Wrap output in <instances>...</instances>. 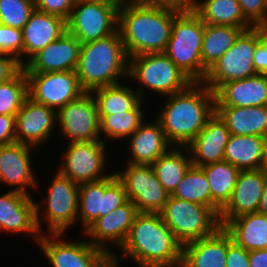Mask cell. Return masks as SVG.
Wrapping results in <instances>:
<instances>
[{
	"instance_id": "obj_1",
	"label": "cell",
	"mask_w": 267,
	"mask_h": 267,
	"mask_svg": "<svg viewBox=\"0 0 267 267\" xmlns=\"http://www.w3.org/2000/svg\"><path fill=\"white\" fill-rule=\"evenodd\" d=\"M179 10L125 0L118 9L117 30L128 57L164 53Z\"/></svg>"
},
{
	"instance_id": "obj_2",
	"label": "cell",
	"mask_w": 267,
	"mask_h": 267,
	"mask_svg": "<svg viewBox=\"0 0 267 267\" xmlns=\"http://www.w3.org/2000/svg\"><path fill=\"white\" fill-rule=\"evenodd\" d=\"M156 116L173 146H188L215 113V92L203 82H192L185 90L168 96Z\"/></svg>"
},
{
	"instance_id": "obj_3",
	"label": "cell",
	"mask_w": 267,
	"mask_h": 267,
	"mask_svg": "<svg viewBox=\"0 0 267 267\" xmlns=\"http://www.w3.org/2000/svg\"><path fill=\"white\" fill-rule=\"evenodd\" d=\"M182 247L160 213L138 212L120 250L137 265L181 267Z\"/></svg>"
},
{
	"instance_id": "obj_4",
	"label": "cell",
	"mask_w": 267,
	"mask_h": 267,
	"mask_svg": "<svg viewBox=\"0 0 267 267\" xmlns=\"http://www.w3.org/2000/svg\"><path fill=\"white\" fill-rule=\"evenodd\" d=\"M129 57L119 31L96 41L81 44L76 68L79 83L85 92L119 84L128 77Z\"/></svg>"
},
{
	"instance_id": "obj_5",
	"label": "cell",
	"mask_w": 267,
	"mask_h": 267,
	"mask_svg": "<svg viewBox=\"0 0 267 267\" xmlns=\"http://www.w3.org/2000/svg\"><path fill=\"white\" fill-rule=\"evenodd\" d=\"M203 36L204 22L193 9L175 15L164 53L193 82H202L208 71L201 60Z\"/></svg>"
},
{
	"instance_id": "obj_6",
	"label": "cell",
	"mask_w": 267,
	"mask_h": 267,
	"mask_svg": "<svg viewBox=\"0 0 267 267\" xmlns=\"http://www.w3.org/2000/svg\"><path fill=\"white\" fill-rule=\"evenodd\" d=\"M266 33L265 27L243 30L234 44L208 69L202 82L215 92L224 83L256 75L253 56Z\"/></svg>"
},
{
	"instance_id": "obj_7",
	"label": "cell",
	"mask_w": 267,
	"mask_h": 267,
	"mask_svg": "<svg viewBox=\"0 0 267 267\" xmlns=\"http://www.w3.org/2000/svg\"><path fill=\"white\" fill-rule=\"evenodd\" d=\"M160 215L182 246L208 237L221 227L219 215L211 207L171 195Z\"/></svg>"
},
{
	"instance_id": "obj_8",
	"label": "cell",
	"mask_w": 267,
	"mask_h": 267,
	"mask_svg": "<svg viewBox=\"0 0 267 267\" xmlns=\"http://www.w3.org/2000/svg\"><path fill=\"white\" fill-rule=\"evenodd\" d=\"M128 77L166 97L185 90L193 82L165 53L130 57Z\"/></svg>"
},
{
	"instance_id": "obj_9",
	"label": "cell",
	"mask_w": 267,
	"mask_h": 267,
	"mask_svg": "<svg viewBox=\"0 0 267 267\" xmlns=\"http://www.w3.org/2000/svg\"><path fill=\"white\" fill-rule=\"evenodd\" d=\"M119 5L99 0H78L66 21L67 31L81 44L108 37L117 31Z\"/></svg>"
},
{
	"instance_id": "obj_10",
	"label": "cell",
	"mask_w": 267,
	"mask_h": 267,
	"mask_svg": "<svg viewBox=\"0 0 267 267\" xmlns=\"http://www.w3.org/2000/svg\"><path fill=\"white\" fill-rule=\"evenodd\" d=\"M48 189L45 205L35 203L36 223L41 233V207L45 210L48 222V234H64L77 219L79 185L71 181L59 171Z\"/></svg>"
},
{
	"instance_id": "obj_11",
	"label": "cell",
	"mask_w": 267,
	"mask_h": 267,
	"mask_svg": "<svg viewBox=\"0 0 267 267\" xmlns=\"http://www.w3.org/2000/svg\"><path fill=\"white\" fill-rule=\"evenodd\" d=\"M42 234L38 243L52 267H113L112 255L89 240L69 243L63 234Z\"/></svg>"
},
{
	"instance_id": "obj_12",
	"label": "cell",
	"mask_w": 267,
	"mask_h": 267,
	"mask_svg": "<svg viewBox=\"0 0 267 267\" xmlns=\"http://www.w3.org/2000/svg\"><path fill=\"white\" fill-rule=\"evenodd\" d=\"M78 198L77 219L84 225L83 231L128 200L124 185L115 173L100 181L80 184Z\"/></svg>"
},
{
	"instance_id": "obj_13",
	"label": "cell",
	"mask_w": 267,
	"mask_h": 267,
	"mask_svg": "<svg viewBox=\"0 0 267 267\" xmlns=\"http://www.w3.org/2000/svg\"><path fill=\"white\" fill-rule=\"evenodd\" d=\"M127 164L124 172L115 173L124 185L127 199L138 212L160 213L169 194L158 181L152 165Z\"/></svg>"
},
{
	"instance_id": "obj_14",
	"label": "cell",
	"mask_w": 267,
	"mask_h": 267,
	"mask_svg": "<svg viewBox=\"0 0 267 267\" xmlns=\"http://www.w3.org/2000/svg\"><path fill=\"white\" fill-rule=\"evenodd\" d=\"M28 97L55 110L79 98L82 89L76 71L25 72Z\"/></svg>"
},
{
	"instance_id": "obj_15",
	"label": "cell",
	"mask_w": 267,
	"mask_h": 267,
	"mask_svg": "<svg viewBox=\"0 0 267 267\" xmlns=\"http://www.w3.org/2000/svg\"><path fill=\"white\" fill-rule=\"evenodd\" d=\"M57 122L70 143L104 141L100 138L97 102L91 92H84L79 98L59 108Z\"/></svg>"
},
{
	"instance_id": "obj_16",
	"label": "cell",
	"mask_w": 267,
	"mask_h": 267,
	"mask_svg": "<svg viewBox=\"0 0 267 267\" xmlns=\"http://www.w3.org/2000/svg\"><path fill=\"white\" fill-rule=\"evenodd\" d=\"M106 157L104 141L69 142L58 171L78 185L100 181L111 175L104 174Z\"/></svg>"
},
{
	"instance_id": "obj_17",
	"label": "cell",
	"mask_w": 267,
	"mask_h": 267,
	"mask_svg": "<svg viewBox=\"0 0 267 267\" xmlns=\"http://www.w3.org/2000/svg\"><path fill=\"white\" fill-rule=\"evenodd\" d=\"M56 122L57 110L27 97L15 115L16 142L39 146L47 142Z\"/></svg>"
},
{
	"instance_id": "obj_18",
	"label": "cell",
	"mask_w": 267,
	"mask_h": 267,
	"mask_svg": "<svg viewBox=\"0 0 267 267\" xmlns=\"http://www.w3.org/2000/svg\"><path fill=\"white\" fill-rule=\"evenodd\" d=\"M81 43L67 30L55 41L46 45L28 59L25 72L76 71Z\"/></svg>"
},
{
	"instance_id": "obj_19",
	"label": "cell",
	"mask_w": 267,
	"mask_h": 267,
	"mask_svg": "<svg viewBox=\"0 0 267 267\" xmlns=\"http://www.w3.org/2000/svg\"><path fill=\"white\" fill-rule=\"evenodd\" d=\"M137 213L136 206L128 199L120 207L95 220L84 233L92 238L89 241L91 244L102 248L113 256L114 252L107 248L106 242L113 241L118 245V248H121L127 239Z\"/></svg>"
},
{
	"instance_id": "obj_20",
	"label": "cell",
	"mask_w": 267,
	"mask_h": 267,
	"mask_svg": "<svg viewBox=\"0 0 267 267\" xmlns=\"http://www.w3.org/2000/svg\"><path fill=\"white\" fill-rule=\"evenodd\" d=\"M264 182L262 169L240 170L231 198L219 213L222 227L239 215L257 212Z\"/></svg>"
},
{
	"instance_id": "obj_21",
	"label": "cell",
	"mask_w": 267,
	"mask_h": 267,
	"mask_svg": "<svg viewBox=\"0 0 267 267\" xmlns=\"http://www.w3.org/2000/svg\"><path fill=\"white\" fill-rule=\"evenodd\" d=\"M22 143L0 146V183L4 182L14 190L29 194L26 187L37 188V180L32 170L30 149Z\"/></svg>"
},
{
	"instance_id": "obj_22",
	"label": "cell",
	"mask_w": 267,
	"mask_h": 267,
	"mask_svg": "<svg viewBox=\"0 0 267 267\" xmlns=\"http://www.w3.org/2000/svg\"><path fill=\"white\" fill-rule=\"evenodd\" d=\"M29 194L14 189L0 196V230L13 233L41 234L36 223L35 201Z\"/></svg>"
},
{
	"instance_id": "obj_23",
	"label": "cell",
	"mask_w": 267,
	"mask_h": 267,
	"mask_svg": "<svg viewBox=\"0 0 267 267\" xmlns=\"http://www.w3.org/2000/svg\"><path fill=\"white\" fill-rule=\"evenodd\" d=\"M225 122L215 112L206 122L198 136L188 145L182 146L191 155L193 166L202 167L224 160V150L230 138Z\"/></svg>"
},
{
	"instance_id": "obj_24",
	"label": "cell",
	"mask_w": 267,
	"mask_h": 267,
	"mask_svg": "<svg viewBox=\"0 0 267 267\" xmlns=\"http://www.w3.org/2000/svg\"><path fill=\"white\" fill-rule=\"evenodd\" d=\"M215 106H267V74L222 84L215 91Z\"/></svg>"
},
{
	"instance_id": "obj_25",
	"label": "cell",
	"mask_w": 267,
	"mask_h": 267,
	"mask_svg": "<svg viewBox=\"0 0 267 267\" xmlns=\"http://www.w3.org/2000/svg\"><path fill=\"white\" fill-rule=\"evenodd\" d=\"M227 230L220 227L212 235L182 247L181 267H226Z\"/></svg>"
},
{
	"instance_id": "obj_26",
	"label": "cell",
	"mask_w": 267,
	"mask_h": 267,
	"mask_svg": "<svg viewBox=\"0 0 267 267\" xmlns=\"http://www.w3.org/2000/svg\"><path fill=\"white\" fill-rule=\"evenodd\" d=\"M67 30L66 20L35 9L22 28L23 55L30 59Z\"/></svg>"
},
{
	"instance_id": "obj_27",
	"label": "cell",
	"mask_w": 267,
	"mask_h": 267,
	"mask_svg": "<svg viewBox=\"0 0 267 267\" xmlns=\"http://www.w3.org/2000/svg\"><path fill=\"white\" fill-rule=\"evenodd\" d=\"M130 138L131 164L152 165L172 146L156 118L154 123L143 122Z\"/></svg>"
},
{
	"instance_id": "obj_28",
	"label": "cell",
	"mask_w": 267,
	"mask_h": 267,
	"mask_svg": "<svg viewBox=\"0 0 267 267\" xmlns=\"http://www.w3.org/2000/svg\"><path fill=\"white\" fill-rule=\"evenodd\" d=\"M215 112L225 122L231 135L267 138V106H215Z\"/></svg>"
},
{
	"instance_id": "obj_29",
	"label": "cell",
	"mask_w": 267,
	"mask_h": 267,
	"mask_svg": "<svg viewBox=\"0 0 267 267\" xmlns=\"http://www.w3.org/2000/svg\"><path fill=\"white\" fill-rule=\"evenodd\" d=\"M266 147V137L230 135L224 150V161L239 170L262 169Z\"/></svg>"
},
{
	"instance_id": "obj_30",
	"label": "cell",
	"mask_w": 267,
	"mask_h": 267,
	"mask_svg": "<svg viewBox=\"0 0 267 267\" xmlns=\"http://www.w3.org/2000/svg\"><path fill=\"white\" fill-rule=\"evenodd\" d=\"M224 228L246 251L267 249V216L246 213L231 219Z\"/></svg>"
},
{
	"instance_id": "obj_31",
	"label": "cell",
	"mask_w": 267,
	"mask_h": 267,
	"mask_svg": "<svg viewBox=\"0 0 267 267\" xmlns=\"http://www.w3.org/2000/svg\"><path fill=\"white\" fill-rule=\"evenodd\" d=\"M193 10L205 24L233 26L245 30L253 27L244 18L238 0H196Z\"/></svg>"
},
{
	"instance_id": "obj_32",
	"label": "cell",
	"mask_w": 267,
	"mask_h": 267,
	"mask_svg": "<svg viewBox=\"0 0 267 267\" xmlns=\"http://www.w3.org/2000/svg\"><path fill=\"white\" fill-rule=\"evenodd\" d=\"M200 168L209 182L211 208L219 215L220 210L231 198L240 170L224 160Z\"/></svg>"
},
{
	"instance_id": "obj_33",
	"label": "cell",
	"mask_w": 267,
	"mask_h": 267,
	"mask_svg": "<svg viewBox=\"0 0 267 267\" xmlns=\"http://www.w3.org/2000/svg\"><path fill=\"white\" fill-rule=\"evenodd\" d=\"M133 91L120 83L93 90L99 115H111L133 110L144 98L142 90Z\"/></svg>"
},
{
	"instance_id": "obj_34",
	"label": "cell",
	"mask_w": 267,
	"mask_h": 267,
	"mask_svg": "<svg viewBox=\"0 0 267 267\" xmlns=\"http://www.w3.org/2000/svg\"><path fill=\"white\" fill-rule=\"evenodd\" d=\"M243 30L245 29L204 23L202 65L208 70L234 44Z\"/></svg>"
},
{
	"instance_id": "obj_35",
	"label": "cell",
	"mask_w": 267,
	"mask_h": 267,
	"mask_svg": "<svg viewBox=\"0 0 267 267\" xmlns=\"http://www.w3.org/2000/svg\"><path fill=\"white\" fill-rule=\"evenodd\" d=\"M173 148V146L170 147L152 164L158 181L169 195L174 192L188 169L193 165L191 158H187L183 150L181 151L177 147Z\"/></svg>"
},
{
	"instance_id": "obj_36",
	"label": "cell",
	"mask_w": 267,
	"mask_h": 267,
	"mask_svg": "<svg viewBox=\"0 0 267 267\" xmlns=\"http://www.w3.org/2000/svg\"><path fill=\"white\" fill-rule=\"evenodd\" d=\"M142 101L130 111L111 115H99L100 135L104 134L108 139H121L130 137L144 122Z\"/></svg>"
},
{
	"instance_id": "obj_37",
	"label": "cell",
	"mask_w": 267,
	"mask_h": 267,
	"mask_svg": "<svg viewBox=\"0 0 267 267\" xmlns=\"http://www.w3.org/2000/svg\"><path fill=\"white\" fill-rule=\"evenodd\" d=\"M171 196L211 207V191L204 171L200 167L191 166Z\"/></svg>"
},
{
	"instance_id": "obj_38",
	"label": "cell",
	"mask_w": 267,
	"mask_h": 267,
	"mask_svg": "<svg viewBox=\"0 0 267 267\" xmlns=\"http://www.w3.org/2000/svg\"><path fill=\"white\" fill-rule=\"evenodd\" d=\"M28 97V80L24 68L0 84V114L16 115Z\"/></svg>"
},
{
	"instance_id": "obj_39",
	"label": "cell",
	"mask_w": 267,
	"mask_h": 267,
	"mask_svg": "<svg viewBox=\"0 0 267 267\" xmlns=\"http://www.w3.org/2000/svg\"><path fill=\"white\" fill-rule=\"evenodd\" d=\"M34 10V0H0V24L22 30Z\"/></svg>"
},
{
	"instance_id": "obj_40",
	"label": "cell",
	"mask_w": 267,
	"mask_h": 267,
	"mask_svg": "<svg viewBox=\"0 0 267 267\" xmlns=\"http://www.w3.org/2000/svg\"><path fill=\"white\" fill-rule=\"evenodd\" d=\"M0 53L14 56L24 66L22 30L0 24ZM22 58V59H21Z\"/></svg>"
},
{
	"instance_id": "obj_41",
	"label": "cell",
	"mask_w": 267,
	"mask_h": 267,
	"mask_svg": "<svg viewBox=\"0 0 267 267\" xmlns=\"http://www.w3.org/2000/svg\"><path fill=\"white\" fill-rule=\"evenodd\" d=\"M244 18L253 27L267 26V3L266 0H238Z\"/></svg>"
},
{
	"instance_id": "obj_42",
	"label": "cell",
	"mask_w": 267,
	"mask_h": 267,
	"mask_svg": "<svg viewBox=\"0 0 267 267\" xmlns=\"http://www.w3.org/2000/svg\"><path fill=\"white\" fill-rule=\"evenodd\" d=\"M78 0H35V9L68 20Z\"/></svg>"
},
{
	"instance_id": "obj_43",
	"label": "cell",
	"mask_w": 267,
	"mask_h": 267,
	"mask_svg": "<svg viewBox=\"0 0 267 267\" xmlns=\"http://www.w3.org/2000/svg\"><path fill=\"white\" fill-rule=\"evenodd\" d=\"M226 267H250L249 251L238 245L228 231Z\"/></svg>"
},
{
	"instance_id": "obj_44",
	"label": "cell",
	"mask_w": 267,
	"mask_h": 267,
	"mask_svg": "<svg viewBox=\"0 0 267 267\" xmlns=\"http://www.w3.org/2000/svg\"><path fill=\"white\" fill-rule=\"evenodd\" d=\"M22 68L14 56L0 53V84L13 78Z\"/></svg>"
},
{
	"instance_id": "obj_45",
	"label": "cell",
	"mask_w": 267,
	"mask_h": 267,
	"mask_svg": "<svg viewBox=\"0 0 267 267\" xmlns=\"http://www.w3.org/2000/svg\"><path fill=\"white\" fill-rule=\"evenodd\" d=\"M15 115L0 114V146L16 142Z\"/></svg>"
},
{
	"instance_id": "obj_46",
	"label": "cell",
	"mask_w": 267,
	"mask_h": 267,
	"mask_svg": "<svg viewBox=\"0 0 267 267\" xmlns=\"http://www.w3.org/2000/svg\"><path fill=\"white\" fill-rule=\"evenodd\" d=\"M254 70L258 74H267V33L256 46L253 56Z\"/></svg>"
},
{
	"instance_id": "obj_47",
	"label": "cell",
	"mask_w": 267,
	"mask_h": 267,
	"mask_svg": "<svg viewBox=\"0 0 267 267\" xmlns=\"http://www.w3.org/2000/svg\"><path fill=\"white\" fill-rule=\"evenodd\" d=\"M150 6L170 7L179 11L193 9L196 0H137Z\"/></svg>"
},
{
	"instance_id": "obj_48",
	"label": "cell",
	"mask_w": 267,
	"mask_h": 267,
	"mask_svg": "<svg viewBox=\"0 0 267 267\" xmlns=\"http://www.w3.org/2000/svg\"><path fill=\"white\" fill-rule=\"evenodd\" d=\"M250 267H267V249L249 251Z\"/></svg>"
},
{
	"instance_id": "obj_49",
	"label": "cell",
	"mask_w": 267,
	"mask_h": 267,
	"mask_svg": "<svg viewBox=\"0 0 267 267\" xmlns=\"http://www.w3.org/2000/svg\"><path fill=\"white\" fill-rule=\"evenodd\" d=\"M257 212L267 216V173H265V182H264V186H263V194H262Z\"/></svg>"
},
{
	"instance_id": "obj_50",
	"label": "cell",
	"mask_w": 267,
	"mask_h": 267,
	"mask_svg": "<svg viewBox=\"0 0 267 267\" xmlns=\"http://www.w3.org/2000/svg\"><path fill=\"white\" fill-rule=\"evenodd\" d=\"M140 267H176L171 265L139 264Z\"/></svg>"
},
{
	"instance_id": "obj_51",
	"label": "cell",
	"mask_w": 267,
	"mask_h": 267,
	"mask_svg": "<svg viewBox=\"0 0 267 267\" xmlns=\"http://www.w3.org/2000/svg\"><path fill=\"white\" fill-rule=\"evenodd\" d=\"M262 170L264 173H267V147L265 150V157H264V163H263Z\"/></svg>"
},
{
	"instance_id": "obj_52",
	"label": "cell",
	"mask_w": 267,
	"mask_h": 267,
	"mask_svg": "<svg viewBox=\"0 0 267 267\" xmlns=\"http://www.w3.org/2000/svg\"><path fill=\"white\" fill-rule=\"evenodd\" d=\"M112 264H113V267H120L118 256H116L115 254L112 256Z\"/></svg>"
},
{
	"instance_id": "obj_53",
	"label": "cell",
	"mask_w": 267,
	"mask_h": 267,
	"mask_svg": "<svg viewBox=\"0 0 267 267\" xmlns=\"http://www.w3.org/2000/svg\"><path fill=\"white\" fill-rule=\"evenodd\" d=\"M99 1L112 2V3H116L120 6L125 0H99Z\"/></svg>"
}]
</instances>
